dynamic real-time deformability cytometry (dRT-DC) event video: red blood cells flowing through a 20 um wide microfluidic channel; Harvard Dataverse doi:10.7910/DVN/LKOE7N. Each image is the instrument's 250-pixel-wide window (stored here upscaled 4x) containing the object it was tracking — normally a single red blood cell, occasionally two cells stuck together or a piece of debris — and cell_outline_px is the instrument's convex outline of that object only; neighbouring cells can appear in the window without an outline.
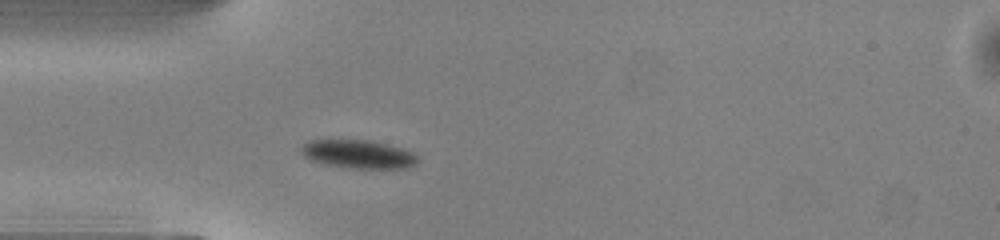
{"species": "common noctule bat (a hibernating species)", "species_latin": "Nyctalus noctula", "temperature_condition": "warm", "stored_images_in_passage": 37, "camera_frame_rate_fps": 3000, "um_per_image_px": 0.085, "animal": {"sex": "male", "body_mass_g": 13.0, "forearm_length_mm": 53.1}, "frame": {"image": 1, "passage_image": 1, "time_ms": 0.0, "image_size_px": [1000, 240], "cell_outline_px": [[420, 160], [416, 164], [408, 168], [348, 168], [320, 164], [304, 156], [300, 152], [300, 144], [312, 140], [368, 140], [400, 148], [412, 152]], "centroid_in_image_um": [30.4, 13.11], "position_along_channel_um": 54.6, "area_um2": 19.36}}
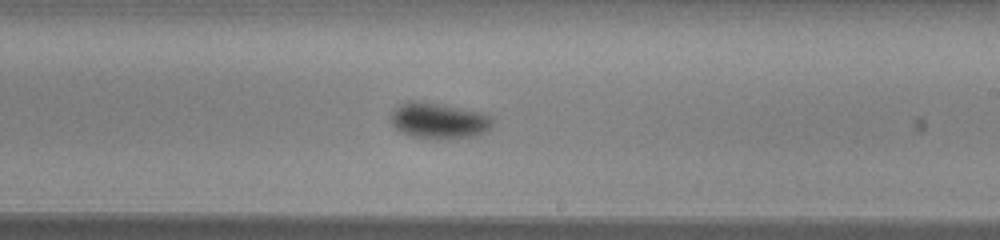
{"frame": {"image": 2, "passage_image": 16, "time_ms": 5.0, "image_size_px": [1000, 240], "cell_outline_px": [[496, 120], [492, 128], [488, 132], [480, 136], [448, 140], [436, 140], [412, 136], [400, 132], [388, 120], [392, 112], [404, 100], [420, 100], [488, 112]], "centroid_in_image_um": [37.4, 10.26], "position_along_channel_um": 251.6, "area_um2": 22.72}}
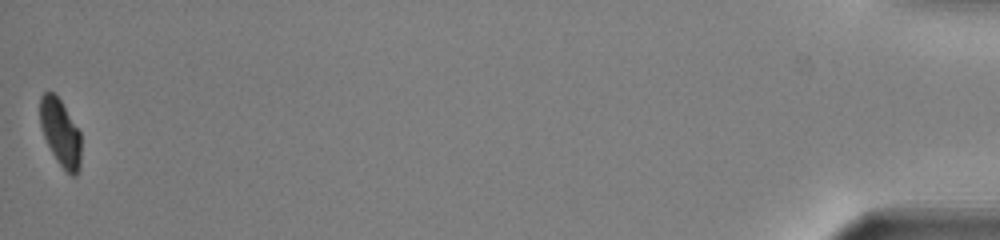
{"frame": {"image": 3, "passage_image": 37, "time_ms": 12.0, "image_size_px": [1000, 240], "cell_outline_px": [[80, 168], [76, 176], [72, 176], [56, 160], [44, 136], [40, 124], [40, 96], [44, 92], [52, 92], [60, 100], [80, 132]], "centroid_in_image_um": [5.13, 11.28], "position_along_channel_um": 430.1, "area_um2": 15.72}, "authors_computed_cell_mechanics": {"area_um2": 19.8254, "velocity_mm_per_s": 4.0479, "shape_relaxation_time_tau1_ms": 1.9164, "shape_relaxation_time_tau2_ms": null, "deformation_change_tau1": 0.0988, "deformation_change_tau2": null}}